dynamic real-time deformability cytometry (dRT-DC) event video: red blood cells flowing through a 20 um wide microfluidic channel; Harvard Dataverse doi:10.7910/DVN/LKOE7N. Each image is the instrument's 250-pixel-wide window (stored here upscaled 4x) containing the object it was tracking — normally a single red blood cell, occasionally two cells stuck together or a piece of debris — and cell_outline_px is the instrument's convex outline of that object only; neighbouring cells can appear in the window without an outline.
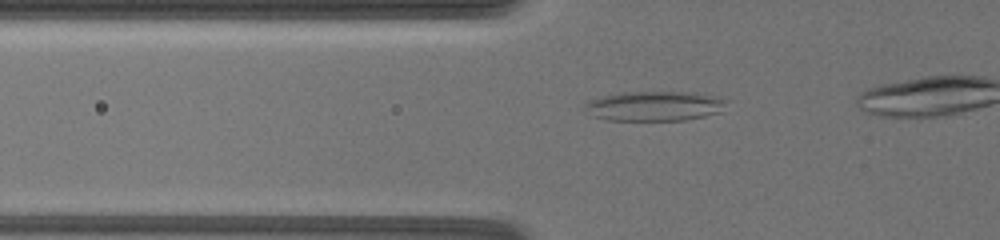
{"species": "common noctule bat (a hibernating species)", "species_latin": "Nyctalus noctula", "temperature_condition": "warm", "stored_images_in_passage": 44, "camera_frame_rate_fps": 3000, "um_per_image_px": 0.085, "animal": {"sex": "female", "body_mass_g": 19.5, "forearm_length_mm": 54.1}, "frame": {"image": 1, "passage_image": 6, "time_ms": 1.0, "image_size_px": [1000, 240], "cell_outline_px": [[728, 100], [720, 112], [704, 116], [684, 120], [608, 120], [592, 116], [584, 108], [584, 104], [588, 100], [604, 96], [624, 92], [688, 92], [712, 96]], "centroid_in_image_um": [55.59, 9.02], "position_along_channel_um": 70.2, "area_um2": 24.33}}
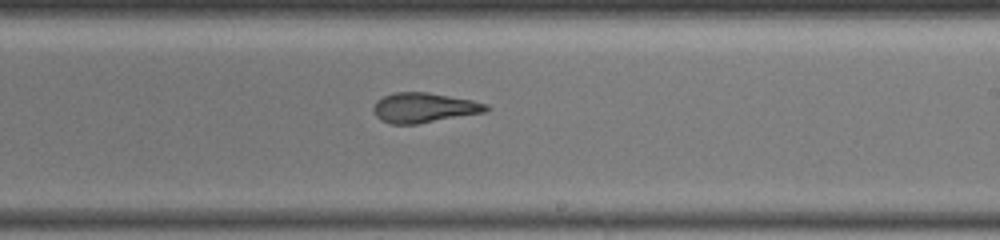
{"frame": {"image": 2, "passage_image": 22, "time_ms": 6.333, "image_size_px": [1000, 240], "cell_outline_px": [[492, 108], [488, 112], [416, 124], [392, 124], [380, 120], [376, 116], [372, 108], [376, 100], [384, 96], [396, 92], [428, 92], [472, 100], [488, 104]], "centroid_in_image_um": [36.07, 9.16], "position_along_channel_um": 252.9, "area_um2": 19.83}}
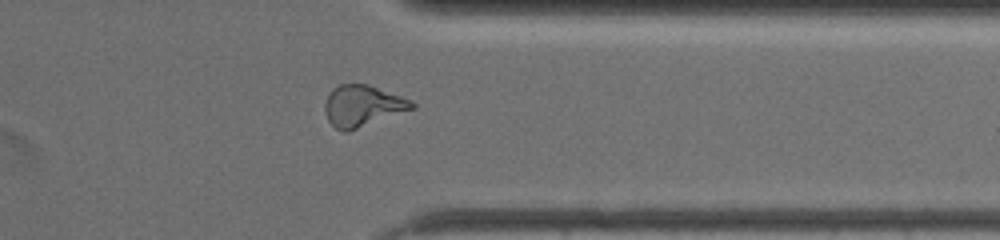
{"frame": {"image": 3, "passage_image": 39, "time_ms": 10.0, "image_size_px": [1000, 240], "cell_outline_px": [[416, 108], [348, 132], [344, 132], [336, 128], [328, 120], [324, 112], [324, 104], [332, 88], [340, 84], [368, 84], [400, 96], [416, 104]], "centroid_in_image_um": [30.8, 9.01], "position_along_channel_um": 380.6, "area_um2": 20.92}}